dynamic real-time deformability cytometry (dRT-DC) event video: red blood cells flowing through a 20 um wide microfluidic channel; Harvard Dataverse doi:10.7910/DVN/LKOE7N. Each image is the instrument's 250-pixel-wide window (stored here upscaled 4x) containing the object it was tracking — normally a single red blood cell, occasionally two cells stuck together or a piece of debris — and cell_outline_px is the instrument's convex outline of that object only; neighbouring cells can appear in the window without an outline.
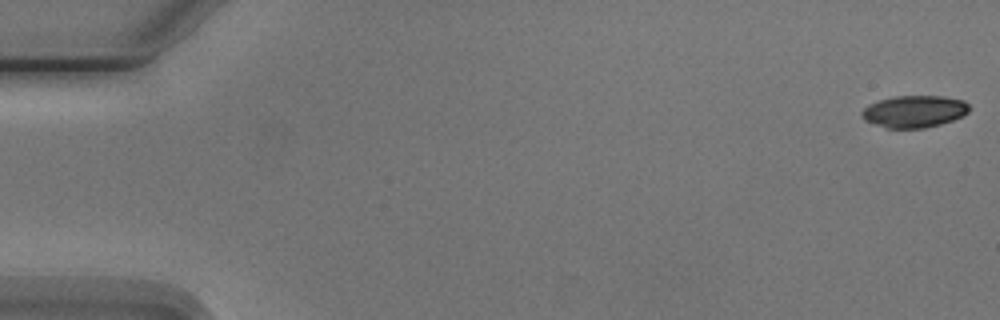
{"species": "Egyptian fruit bat (a non-hibernating species)", "species_latin": "Rousettus aegyptiacus", "temperature_condition": "cold", "stored_images_in_passage": 6, "segment_of_instrument_passage": [1, 2], "camera_frame_rate_fps": 3000, "um_per_image_px": 0.085, "animal": {"sex": "male"}, "frame": {"image": 1, "passage_image": 1, "time_ms": 0.0, "image_size_px": [1000, 320], "cell_outline_px": [[968, 112], [952, 120], [940, 124], [924, 128], [888, 128], [864, 120], [860, 112], [868, 104], [880, 100], [896, 96], [944, 96], [964, 100], [968, 104]], "centroid_in_image_um": [77.7, 9.46], "position_along_channel_um": 7.3, "area_um2": 19.88}}